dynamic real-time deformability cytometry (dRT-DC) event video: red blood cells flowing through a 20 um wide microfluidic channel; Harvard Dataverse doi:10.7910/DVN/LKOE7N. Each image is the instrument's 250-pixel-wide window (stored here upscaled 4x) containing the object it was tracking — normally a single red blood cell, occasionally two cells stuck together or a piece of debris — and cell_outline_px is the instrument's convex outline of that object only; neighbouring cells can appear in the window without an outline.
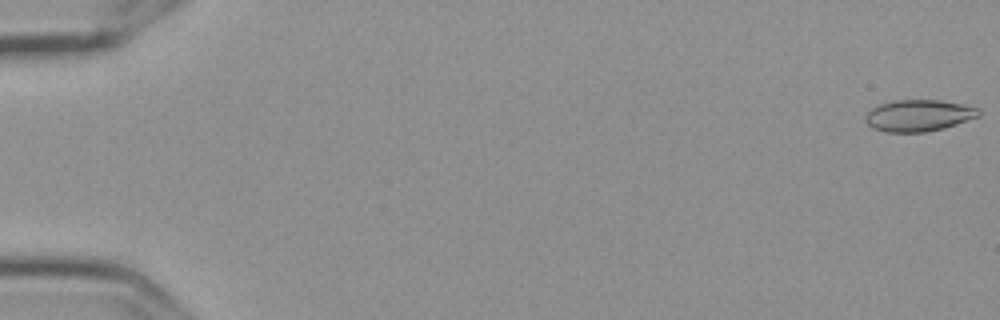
{"species": "Egyptian fruit bat (a non-hibernating species)", "species_latin": "Rousettus aegyptiacus", "temperature_condition": "cold", "stored_images_in_passage": 57, "camera_frame_rate_fps": 3000, "um_per_image_px": 0.085, "frame": {"image": 1, "passage_image": 1, "time_ms": 0.0, "image_size_px": [1000, 320], "cell_outline_px": [[980, 116], [944, 128], [924, 132], [884, 132], [872, 128], [864, 120], [864, 116], [872, 108], [880, 104], [892, 100], [940, 100], [980, 108]], "centroid_in_image_um": [78.06, 9.82], "position_along_channel_um": 6.9, "area_um2": 20.92}}
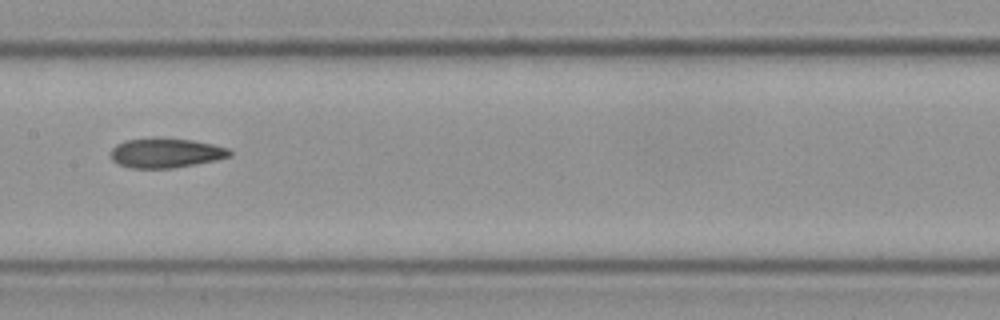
{"frame": {"image": 2, "passage_image": 30, "time_ms": 9.667, "image_size_px": [1000, 320], "cell_outline_px": [[232, 156], [216, 160], [196, 164], [172, 168], [128, 168], [116, 164], [112, 160], [112, 148], [116, 144], [124, 140], [192, 140], [212, 144], [228, 148], [232, 152]], "centroid_in_image_um": [14.1, 13.04], "position_along_channel_um": 193.3, "area_um2": 20.0}}
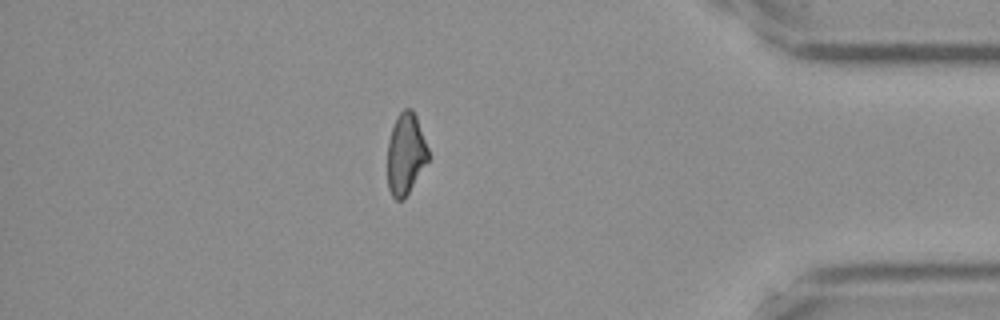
{"frame": {"image": 3, "passage_image": 50, "time_ms": 16.333, "image_size_px": [1000, 320], "cell_outline_px": [[428, 160], [404, 200], [396, 200], [392, 196], [388, 188], [388, 140], [396, 116], [404, 108], [412, 108], [416, 116], [428, 148]], "centroid_in_image_um": [34.47, 13.08], "position_along_channel_um": 400.7, "area_um2": 19.25}, "authors_computed_cell_mechanics": {"area_um2": 20.6924, "velocity_mm_per_s": 3.6122, "shape_relaxation_time_tau1_ms": null, "shape_relaxation_time_tau2_ms": 3.0542, "deformation_change_tau1": null, "deformation_change_tau2": 0.0959}}